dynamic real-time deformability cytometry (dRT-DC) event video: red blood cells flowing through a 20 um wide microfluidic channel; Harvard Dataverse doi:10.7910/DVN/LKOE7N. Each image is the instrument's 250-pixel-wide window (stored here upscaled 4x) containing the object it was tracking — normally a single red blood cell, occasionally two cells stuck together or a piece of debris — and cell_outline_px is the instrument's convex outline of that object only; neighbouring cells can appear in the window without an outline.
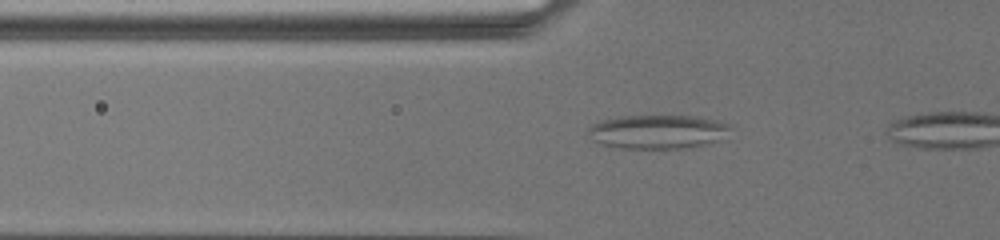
{"species": "common noctule bat (a hibernating species)", "species_latin": "Nyctalus noctula", "temperature_condition": "warm", "stored_images_in_passage": 42, "segment_of_instrument_passage": [1, 2], "camera_frame_rate_fps": 3000, "um_per_image_px": 0.085, "animal": {"sex": "female", "body_mass_g": 19.5, "forearm_length_mm": 54.1}, "frame": {"image": 1, "passage_image": 9, "time_ms": 2.0, "image_size_px": [1000, 240], "cell_outline_px": [[732, 124], [716, 140], [688, 148], [620, 148], [600, 144], [592, 140], [588, 132], [588, 128], [592, 124], [604, 120], [624, 116], [700, 116]], "centroid_in_image_um": [55.84, 11.19], "position_along_channel_um": 70.0, "area_um2": 27.63}}
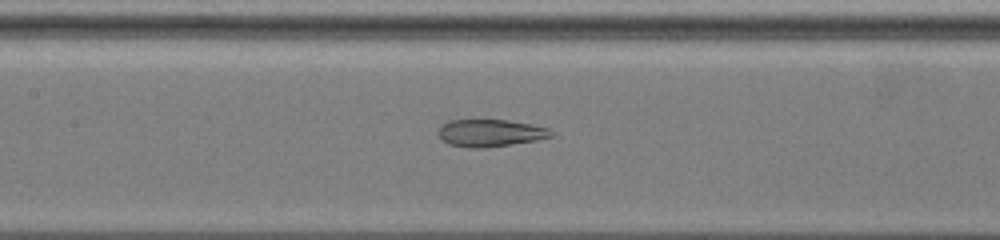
{"frame": {"image": 2, "passage_image": 23, "time_ms": 5.333, "image_size_px": [1000, 240], "cell_outline_px": [[552, 136], [536, 140], [484, 148], [468, 148], [448, 144], [440, 140], [436, 132], [448, 120], [508, 120], [532, 124], [548, 128], [552, 132]], "centroid_in_image_um": [41.62, 11.31], "position_along_channel_um": 165.8, "area_um2": 17.98}}
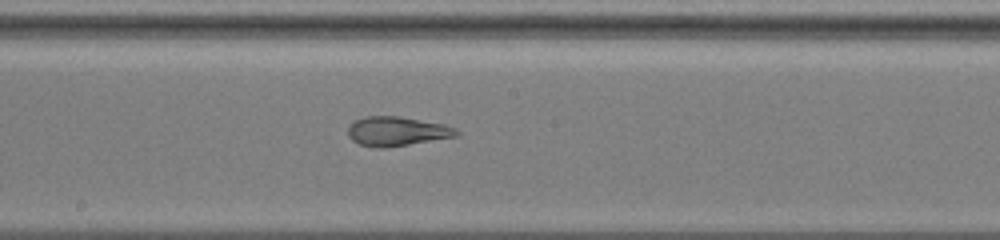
{"frame": {"image": 3, "passage_image": 33, "time_ms": 7.0, "image_size_px": [1000, 240], "cell_outline_px": [[460, 132], [456, 136], [384, 148], [376, 148], [360, 144], [352, 140], [348, 136], [348, 128], [356, 120], [364, 116], [400, 116], [444, 124], [456, 128]], "centroid_in_image_um": [33.73, 11.15], "position_along_channel_um": 214.5, "area_um2": 18.38}}